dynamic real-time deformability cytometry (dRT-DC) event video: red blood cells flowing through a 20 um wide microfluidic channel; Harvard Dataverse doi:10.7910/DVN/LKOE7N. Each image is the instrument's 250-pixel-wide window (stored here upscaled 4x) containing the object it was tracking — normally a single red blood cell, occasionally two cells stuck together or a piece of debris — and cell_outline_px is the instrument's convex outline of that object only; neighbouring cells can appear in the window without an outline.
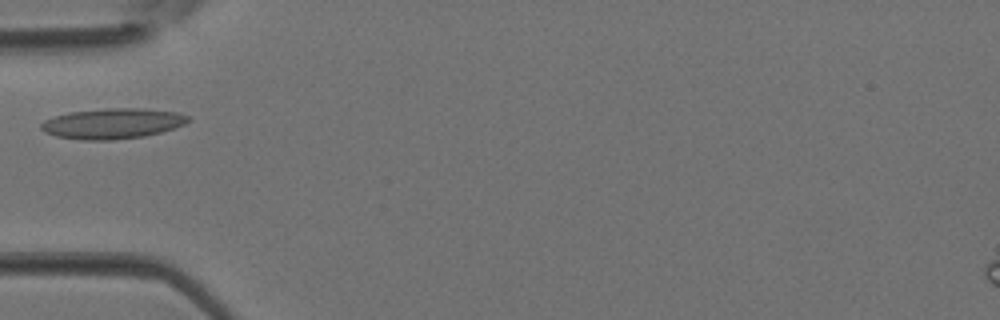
{"species": "Egyptian fruit bat (a non-hibernating species)", "species_latin": "Rousettus aegyptiacus", "temperature_condition": "room temperature", "stored_images_in_passage": 3, "camera_frame_rate_fps": 3000, "um_per_image_px": 0.085, "animal": {"sex": "female"}, "frame": {"image": 1, "passage_image": 3, "time_ms": 0.667, "image_size_px": [1000, 320], "cell_outline_px": [[188, 120], [184, 124], [160, 132], [144, 136], [112, 140], [80, 140], [56, 136], [44, 132], [40, 128], [40, 124], [44, 120], [68, 112], [108, 108], [144, 108], [180, 112], [188, 116]], "centroid_in_image_um": [9.54, 10.49], "position_along_channel_um": 75.5, "area_um2": 26.07}}